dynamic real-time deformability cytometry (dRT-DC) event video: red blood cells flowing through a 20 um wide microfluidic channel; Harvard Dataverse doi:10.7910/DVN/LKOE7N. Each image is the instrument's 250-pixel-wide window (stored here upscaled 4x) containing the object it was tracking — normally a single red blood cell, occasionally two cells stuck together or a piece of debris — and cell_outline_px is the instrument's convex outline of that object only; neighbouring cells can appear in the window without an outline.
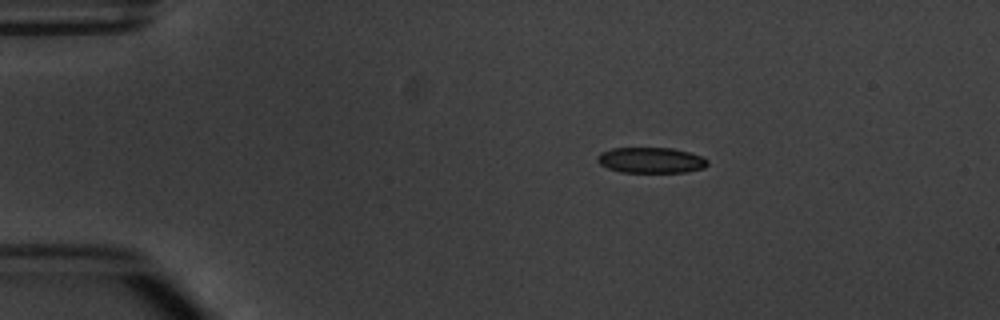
{"species": "common noctule bat (a hibernating species)", "species_latin": "Nyctalus noctula", "temperature_condition": "warm", "stored_images_in_passage": 3, "camera_frame_rate_fps": 3000, "um_per_image_px": 0.085, "animal": {"sex": "male", "body_mass_g": 20.1, "forearm_length_mm": 53.5}, "frame": {"image": 1, "passage_image": 1, "time_ms": 0.0, "image_size_px": [1000, 320], "cell_outline_px": [[708, 164], [704, 168], [684, 172], [620, 172], [608, 168], [600, 164], [596, 160], [596, 156], [600, 152], [612, 148], [672, 148], [688, 152], [700, 156], [708, 160]], "centroid_in_image_um": [55.29, 13.62], "position_along_channel_um": 29.7, "area_um2": 16.47}}
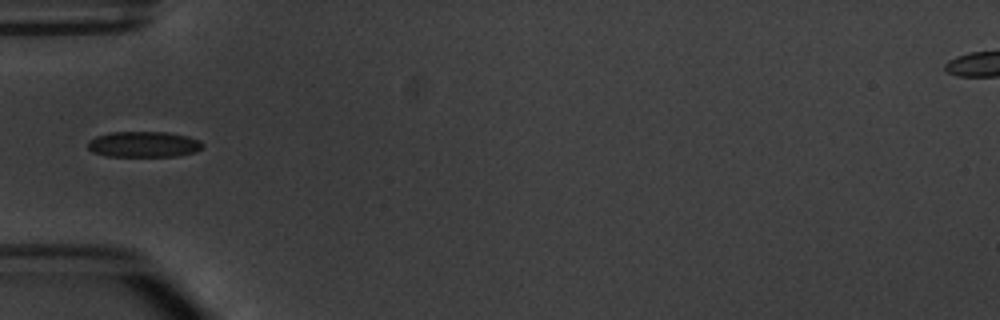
{"frame": {"image": 2, "passage_image": 3, "time_ms": 2.667, "image_size_px": [1000, 320], "cell_outline_px": [[204, 144], [196, 152], [176, 156], [108, 156], [92, 152], [88, 148], [88, 140], [96, 136], [108, 132], [168, 132], [188, 136], [200, 140]], "centroid_in_image_um": [12.21, 12.26], "position_along_channel_um": 72.8, "area_um2": 17.34}}